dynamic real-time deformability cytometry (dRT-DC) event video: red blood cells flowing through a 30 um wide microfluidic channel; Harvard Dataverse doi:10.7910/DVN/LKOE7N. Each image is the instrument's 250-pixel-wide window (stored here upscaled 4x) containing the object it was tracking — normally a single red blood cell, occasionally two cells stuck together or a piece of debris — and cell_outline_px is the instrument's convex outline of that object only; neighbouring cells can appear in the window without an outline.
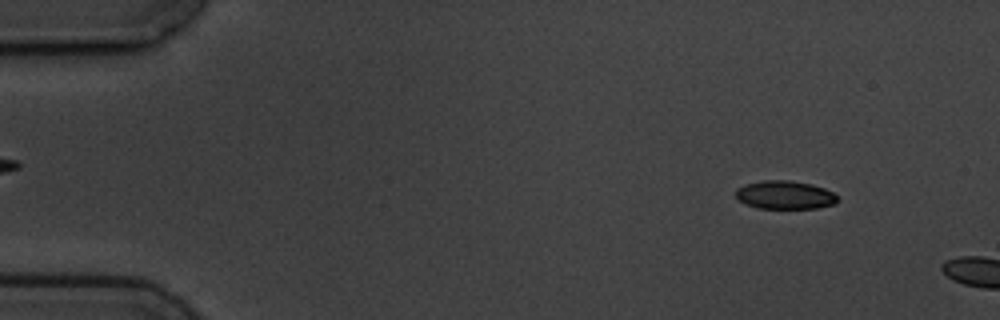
{"species": "common noctule bat (a hibernating species)", "species_latin": "Nyctalus noctula", "temperature_condition": "cold", "stored_images_in_passage": 3, "camera_frame_rate_fps": 3000, "um_per_image_px": 0.085, "animal": {"sex": "male", "body_mass_g": 19.5, "forearm_length_mm": 54.6}, "frame": {"image": 1, "passage_image": 2, "time_ms": 1.333, "image_size_px": [1000, 320], "cell_outline_px": [[836, 204], [816, 208], [756, 208], [744, 204], [736, 196], [736, 188], [744, 184], [760, 180], [788, 180], [812, 184], [824, 188], [832, 192], [836, 196]], "centroid_in_image_um": [66.67, 16.56], "position_along_channel_um": 18.3, "area_um2": 16.88}}